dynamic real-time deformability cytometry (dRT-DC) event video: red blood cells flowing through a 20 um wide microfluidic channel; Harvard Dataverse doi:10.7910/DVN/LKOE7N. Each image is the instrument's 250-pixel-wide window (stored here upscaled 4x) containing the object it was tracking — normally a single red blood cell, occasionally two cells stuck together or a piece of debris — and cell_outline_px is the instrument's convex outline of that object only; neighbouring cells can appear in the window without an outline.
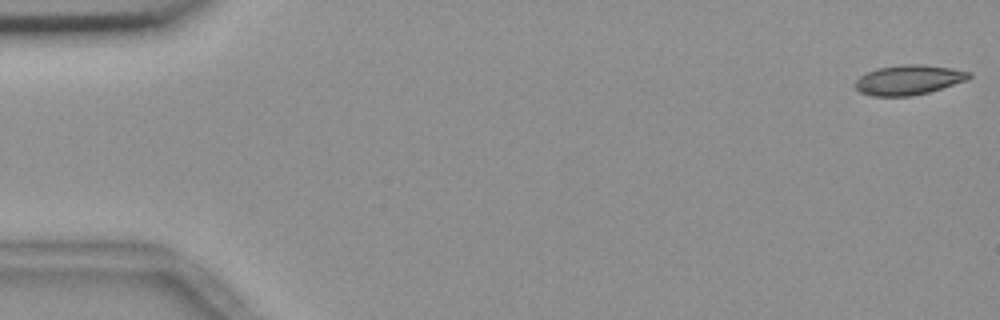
{"species": "common noctule bat (a hibernating species)", "species_latin": "Nyctalus noctula", "temperature_condition": "room temperature", "stored_images_in_passage": 55, "camera_frame_rate_fps": 3000, "um_per_image_px": 0.085, "animal": {"sex": "female", "body_mass_g": 18.4}, "frame": {"image": 1, "passage_image": 1, "time_ms": 0.0, "image_size_px": [1000, 320], "cell_outline_px": [[972, 76], [968, 80], [928, 92], [912, 96], [872, 96], [860, 92], [856, 88], [856, 80], [860, 76], [876, 68], [900, 64], [924, 64], [952, 68], [972, 72]], "centroid_in_image_um": [77.26, 6.78], "position_along_channel_um": 7.7, "area_um2": 19.88}}
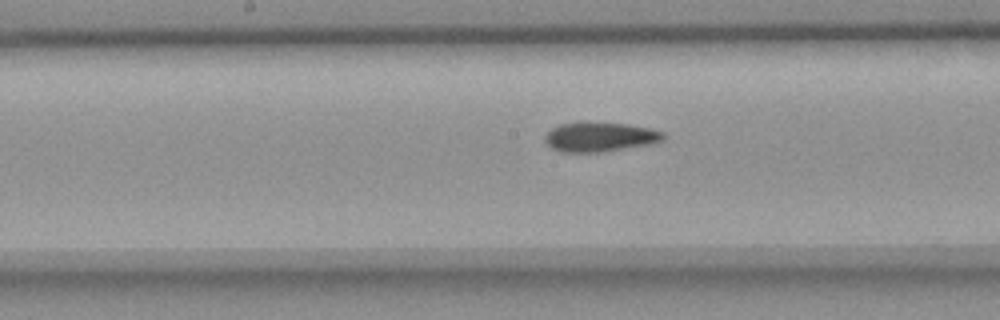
{"frame": {"image": 2, "passage_image": 28, "time_ms": 9.0, "image_size_px": [1000, 320], "cell_outline_px": [[664, 140], [652, 144], [600, 152], [564, 152], [552, 148], [544, 140], [544, 136], [552, 128], [560, 124], [576, 120], [588, 120], [628, 124], [652, 128], [664, 132]], "centroid_in_image_um": [50.99, 11.59], "position_along_channel_um": 197.2, "area_um2": 20.98}}
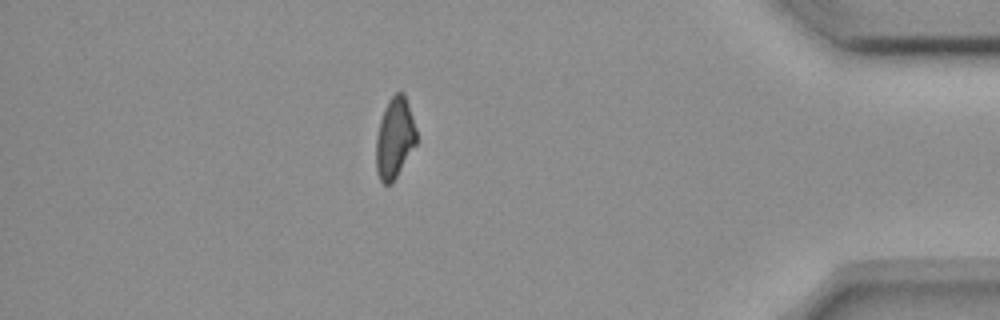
{"frame": {"image": 3, "passage_image": 48, "time_ms": 15.667, "image_size_px": [1000, 320], "cell_outline_px": [[416, 144], [396, 176], [388, 184], [384, 184], [380, 180], [376, 168], [376, 136], [380, 120], [384, 108], [388, 100], [396, 92], [404, 92], [416, 128]], "centroid_in_image_um": [33.53, 11.69], "position_along_channel_um": 401.7, "area_um2": 18.73}, "authors_computed_cell_mechanics": {"area_um2": 20.1144, "velocity_mm_per_s": 3.6841, "shape_relaxation_time_tau1_ms": null, "shape_relaxation_time_tau2_ms": 11.1718, "deformation_change_tau1": null, "deformation_change_tau2": 0.172}}